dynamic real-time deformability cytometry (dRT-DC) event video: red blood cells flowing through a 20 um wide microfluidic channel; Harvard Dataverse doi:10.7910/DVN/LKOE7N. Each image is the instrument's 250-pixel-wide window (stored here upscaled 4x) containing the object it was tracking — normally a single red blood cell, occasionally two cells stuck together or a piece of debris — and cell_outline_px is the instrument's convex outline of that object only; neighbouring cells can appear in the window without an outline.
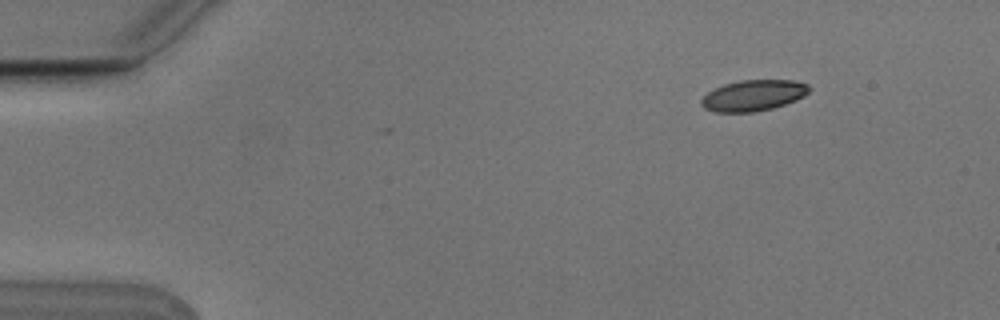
{"species": "Egyptian fruit bat (a non-hibernating species)", "species_latin": "Rousettus aegyptiacus", "temperature_condition": "cold", "stored_images_in_passage": 10, "camera_frame_rate_fps": 3000, "um_per_image_px": 0.085, "animal": {"sex": "male"}, "frame": {"image": 1, "passage_image": 2, "time_ms": 0.333, "image_size_px": [1000, 320], "cell_outline_px": [[812, 88], [804, 96], [796, 100], [772, 108], [752, 112], [716, 112], [704, 108], [700, 104], [700, 100], [708, 92], [724, 84], [740, 80], [796, 80], [808, 84]], "centroid_in_image_um": [64.05, 8.1], "position_along_channel_um": 20.9, "area_um2": 19.48}}
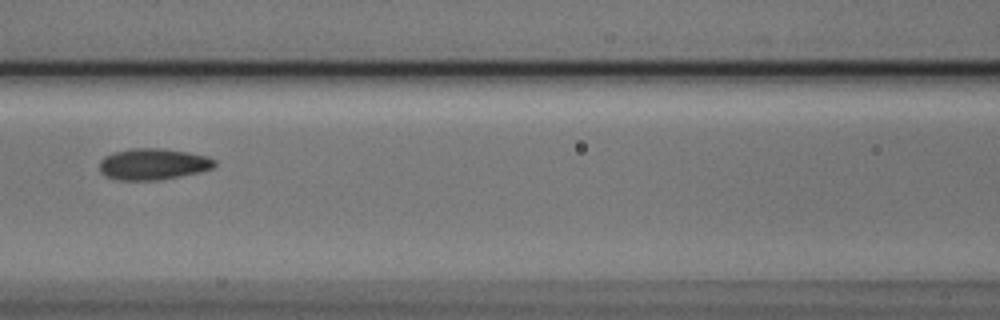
{"frame": {"image": 2, "passage_image": 7, "time_ms": 2.0, "image_size_px": [1000, 320], "cell_outline_px": [[216, 164], [212, 168], [200, 172], [160, 180], [116, 180], [104, 176], [100, 172], [100, 160], [104, 156], [112, 152], [132, 148], [160, 148], [188, 152], [208, 156], [216, 160]], "centroid_in_image_um": [12.99, 13.95], "position_along_channel_um": 153.6, "area_um2": 21.27}}
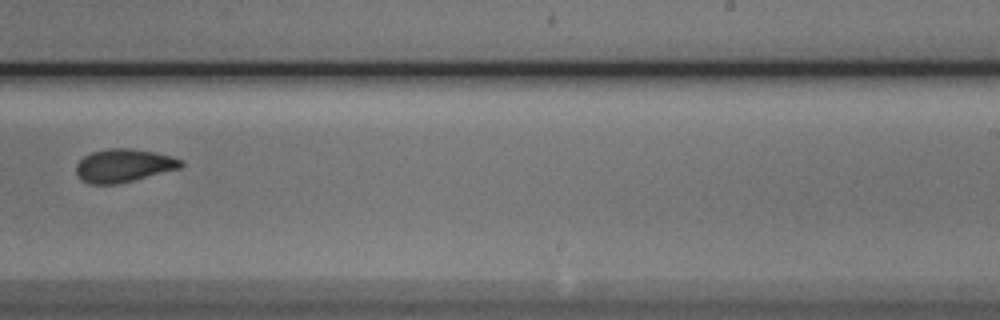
{"frame": {"image": 3, "passage_image": 10, "time_ms": 3.0, "image_size_px": [1000, 320], "cell_outline_px": [[184, 164], [180, 168], [116, 184], [88, 184], [80, 180], [76, 172], [76, 164], [84, 156], [92, 152], [108, 148], [128, 148], [156, 152], [180, 160]], "centroid_in_image_um": [10.45, 14.07], "position_along_channel_um": 278.6, "area_um2": 20.06}}